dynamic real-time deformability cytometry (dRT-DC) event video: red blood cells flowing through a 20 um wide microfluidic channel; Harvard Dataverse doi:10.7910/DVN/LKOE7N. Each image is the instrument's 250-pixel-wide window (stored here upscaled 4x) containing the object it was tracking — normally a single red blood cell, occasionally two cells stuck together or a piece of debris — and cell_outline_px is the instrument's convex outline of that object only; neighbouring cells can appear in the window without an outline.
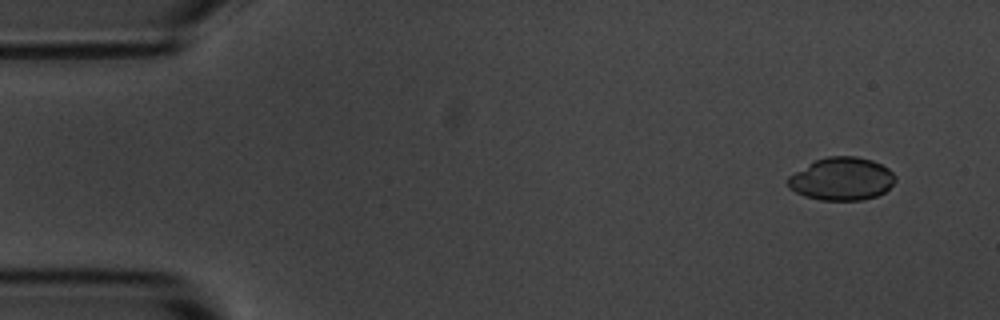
{"species": "common noctule bat (a hibernating species)", "species_latin": "Nyctalus noctula", "temperature_condition": "room temperature", "stored_images_in_passage": 55, "camera_frame_rate_fps": 3000, "um_per_image_px": 0.085, "animal": {"sex": "male", "body_mass_g": 20.1, "forearm_length_mm": 53.5}, "frame": {"image": 1, "passage_image": 4, "time_ms": 1.0, "image_size_px": [1000, 320], "cell_outline_px": [[896, 180], [884, 192], [876, 196], [864, 200], [820, 200], [804, 196], [788, 188], [784, 180], [788, 176], [808, 164], [816, 160], [828, 156], [856, 156], [872, 160], [888, 168], [896, 176]], "centroid_in_image_um": [71.51, 15.21], "position_along_channel_um": 13.5, "area_um2": 26.99}}
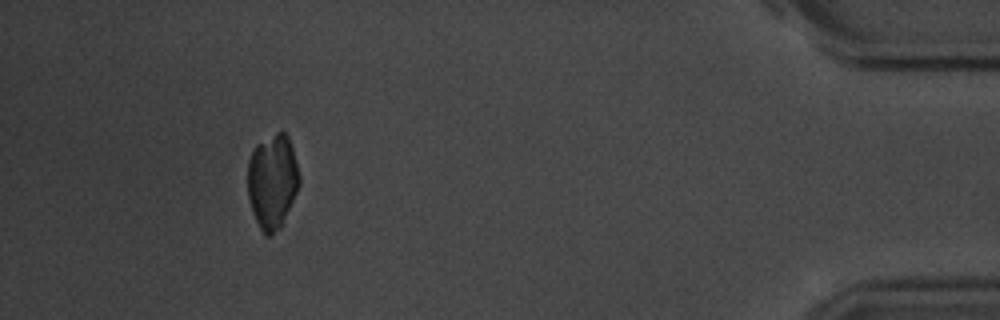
{"frame": {"image": 2, "passage_image": 51, "time_ms": 16.667, "image_size_px": [1000, 320], "cell_outline_px": [[300, 184], [280, 228], [272, 236], [268, 236], [260, 228], [256, 220], [248, 196], [248, 160], [256, 144], [280, 128], [288, 136], [292, 148], [300, 176]], "centroid_in_image_um": [23.16, 15.37], "position_along_channel_um": 412.0, "area_um2": 28.44}}